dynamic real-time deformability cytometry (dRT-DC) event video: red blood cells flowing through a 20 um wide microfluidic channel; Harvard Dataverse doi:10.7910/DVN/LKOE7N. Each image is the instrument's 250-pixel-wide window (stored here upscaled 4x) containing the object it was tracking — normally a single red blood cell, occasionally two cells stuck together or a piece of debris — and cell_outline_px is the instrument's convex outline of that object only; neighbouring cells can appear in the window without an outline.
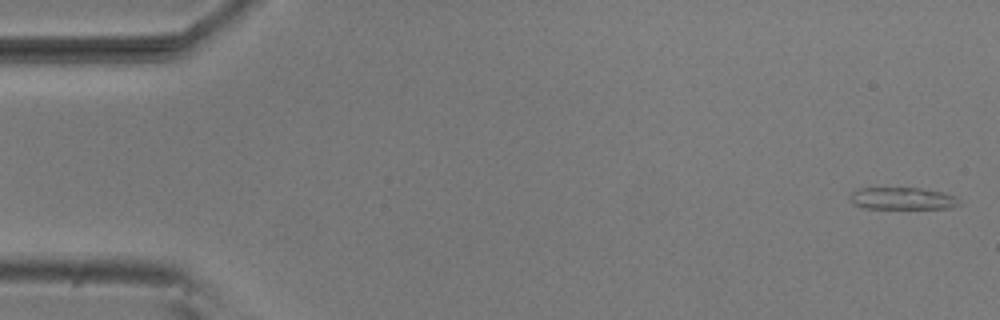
{"species": "common noctule bat (a hibernating species)", "species_latin": "Nyctalus noctula", "temperature_condition": "room temperature", "stored_images_in_passage": 5, "camera_frame_rate_fps": 3000, "um_per_image_px": 0.085, "animal": {"sex": "male", "body_mass_g": 20.5, "forearm_length_mm": 52.5}, "frame": {"image": 1, "passage_image": 1, "time_ms": 0.0, "image_size_px": [1000, 320], "cell_outline_px": [[956, 204], [952, 208], [864, 208], [852, 204], [848, 196], [856, 188], [920, 188], [944, 192], [956, 196]], "centroid_in_image_um": [76.62, 16.86], "position_along_channel_um": 8.4, "area_um2": 14.05}}
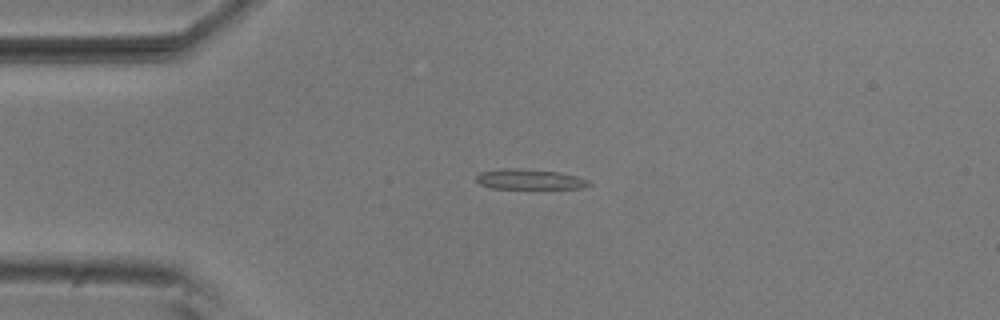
{"frame": {"image": 2, "passage_image": 4, "time_ms": 1.0, "image_size_px": [1000, 320], "cell_outline_px": [[592, 184], [580, 188], [492, 188], [480, 184], [476, 180], [476, 176], [480, 172], [500, 168], [520, 168], [560, 172], [576, 176], [588, 180]], "centroid_in_image_um": [44.98, 15.22], "position_along_channel_um": 40.0, "area_um2": 13.24}}